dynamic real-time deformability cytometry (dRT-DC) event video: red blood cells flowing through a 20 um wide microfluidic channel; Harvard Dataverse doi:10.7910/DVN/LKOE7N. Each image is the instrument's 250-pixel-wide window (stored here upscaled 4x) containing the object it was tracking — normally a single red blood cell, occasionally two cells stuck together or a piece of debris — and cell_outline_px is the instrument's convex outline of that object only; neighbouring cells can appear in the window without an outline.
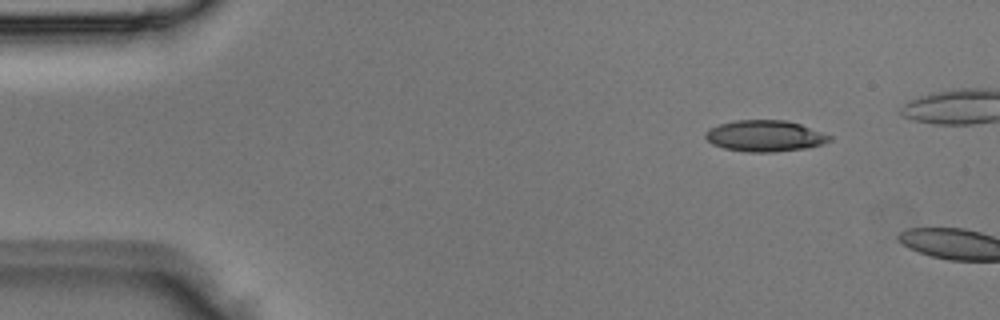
{"species": "Egyptian fruit bat (a non-hibernating species)", "species_latin": "Rousettus aegyptiacus", "temperature_condition": "room temperature", "stored_images_in_passage": 2, "camera_frame_rate_fps": 3000, "um_per_image_px": 0.085, "animal": {"sex": "male"}, "frame": {"image": 1, "passage_image": 1, "time_ms": 0.0, "image_size_px": [1000, 320], "cell_outline_px": [[832, 140], [824, 144], [808, 148], [776, 152], [744, 152], [724, 148], [712, 144], [704, 136], [704, 132], [708, 128], [720, 124], [736, 120], [784, 120], [800, 124], [832, 136]], "centroid_in_image_um": [65.01, 11.56], "position_along_channel_um": 20.0, "area_um2": 22.77}}